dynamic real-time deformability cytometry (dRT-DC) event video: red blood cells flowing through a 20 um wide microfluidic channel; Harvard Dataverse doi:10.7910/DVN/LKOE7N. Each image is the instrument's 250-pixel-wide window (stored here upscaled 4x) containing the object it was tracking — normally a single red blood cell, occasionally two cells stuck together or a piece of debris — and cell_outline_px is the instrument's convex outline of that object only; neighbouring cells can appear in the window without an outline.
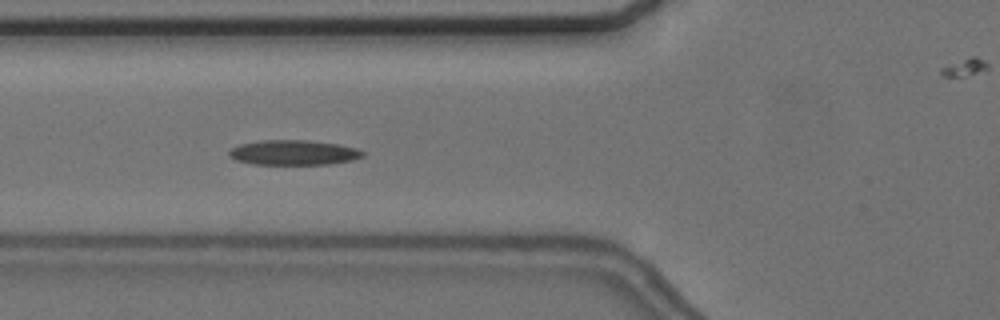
{"species": "common noctule bat (a hibernating species)", "species_latin": "Nyctalus noctula", "temperature_condition": "cold", "stored_images_in_passage": 43, "camera_frame_rate_fps": 3000, "um_per_image_px": 0.085, "animal": {"sex": "female", "body_mass_g": 24.6, "forearm_length_mm": 56.2}, "frame": {"image": 1, "passage_image": 7, "time_ms": 2.0, "image_size_px": [1000, 320], "cell_outline_px": [[364, 156], [352, 160], [328, 164], [252, 164], [236, 160], [228, 156], [228, 152], [232, 148], [240, 144], [260, 140], [308, 140], [340, 144], [356, 148], [364, 152]], "centroid_in_image_um": [24.95, 12.96], "position_along_channel_um": 100.9, "area_um2": 19.48}}